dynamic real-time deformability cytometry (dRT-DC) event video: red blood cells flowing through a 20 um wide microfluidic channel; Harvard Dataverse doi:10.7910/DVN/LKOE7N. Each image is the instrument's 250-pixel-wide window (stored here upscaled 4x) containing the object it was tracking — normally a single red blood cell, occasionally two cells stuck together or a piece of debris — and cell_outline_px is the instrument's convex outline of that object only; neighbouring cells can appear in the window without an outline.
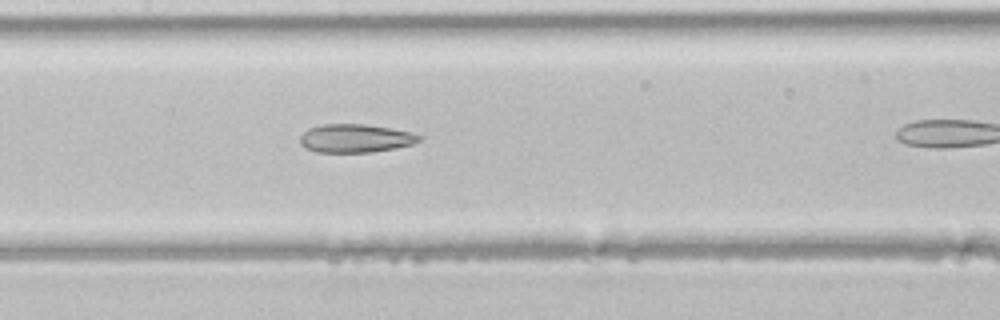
{"species": "common noctule bat (a hibernating species)", "species_latin": "Nyctalus noctula", "temperature_condition": "room temperature", "stored_images_in_passage": 26, "camera_frame_rate_fps": 3000, "um_per_image_px": 0.085, "animal": {"sex": "male", "body_mass_g": 21.5, "forearm_length_mm": 52.0}, "frame": {"image": 1, "passage_image": 12, "time_ms": 3.667, "image_size_px": [1000, 320], "cell_outline_px": [[424, 136], [420, 140], [412, 144], [372, 152], [316, 152], [304, 148], [300, 144], [300, 136], [308, 128], [324, 124], [364, 124], [392, 128]], "centroid_in_image_um": [30.17, 11.75], "position_along_channel_um": 177.2, "area_um2": 19.65}}
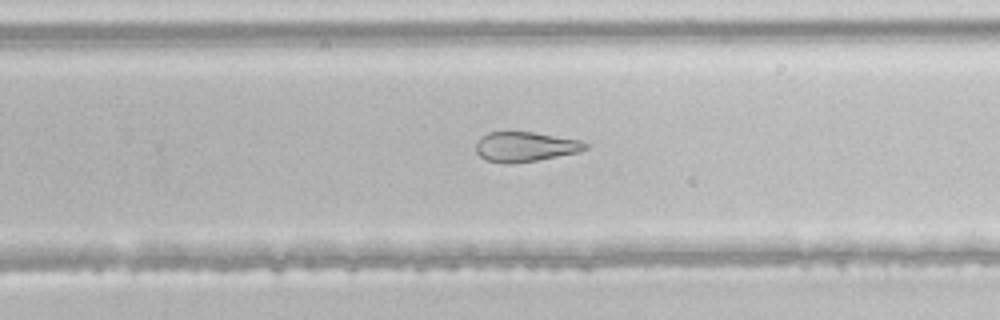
{"frame": {"image": 2, "passage_image": 19, "time_ms": 6.0, "image_size_px": [1000, 320], "cell_outline_px": [[588, 148], [580, 152], [536, 160], [512, 164], [504, 164], [488, 160], [480, 156], [476, 152], [476, 144], [480, 136], [488, 132], [532, 132], [580, 140], [588, 144]], "centroid_in_image_um": [44.63, 12.47], "position_along_channel_um": 285.2, "area_um2": 19.02}}